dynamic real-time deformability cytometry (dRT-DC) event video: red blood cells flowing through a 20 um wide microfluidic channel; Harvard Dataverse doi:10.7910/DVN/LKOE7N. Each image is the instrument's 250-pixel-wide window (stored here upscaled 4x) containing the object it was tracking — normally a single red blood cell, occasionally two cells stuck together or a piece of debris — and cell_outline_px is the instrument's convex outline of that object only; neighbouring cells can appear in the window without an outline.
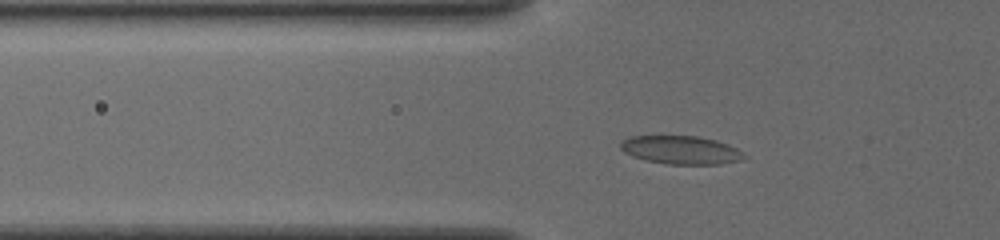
{"species": "common noctule bat (a hibernating species)", "species_latin": "Nyctalus noctula", "temperature_condition": "cold", "stored_images_in_passage": 38, "camera_frame_rate_fps": 3000, "um_per_image_px": 0.085, "animal": {"sex": "female", "body_mass_g": 19.5, "forearm_length_mm": 54.1}, "frame": {"image": 1, "passage_image": 3, "time_ms": 0.667, "image_size_px": [1000, 240], "cell_outline_px": [[748, 156], [740, 160], [720, 164], [668, 164], [648, 160], [632, 156], [624, 152], [620, 148], [620, 140], [628, 136], [696, 136], [716, 140], [728, 144], [744, 152]], "centroid_in_image_um": [57.87, 12.74], "position_along_channel_um": 67.9, "area_um2": 20.46}}
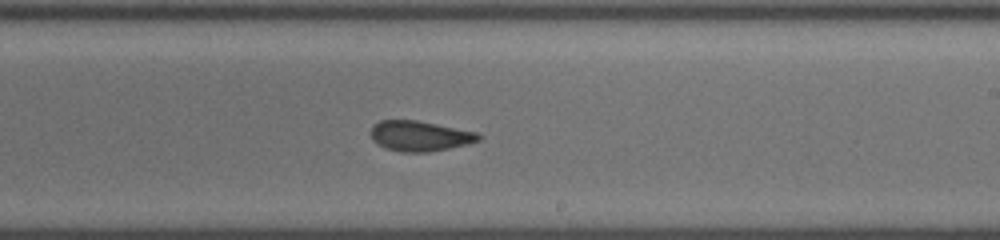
{"frame": {"image": 2, "passage_image": 18, "time_ms": 5.667, "image_size_px": [1000, 240], "cell_outline_px": [[484, 136], [480, 140], [448, 148], [428, 152], [400, 152], [384, 148], [372, 140], [368, 132], [372, 124], [380, 120], [416, 120], [480, 132]], "centroid_in_image_um": [35.65, 11.55], "position_along_channel_um": 253.4, "area_um2": 19.36}}
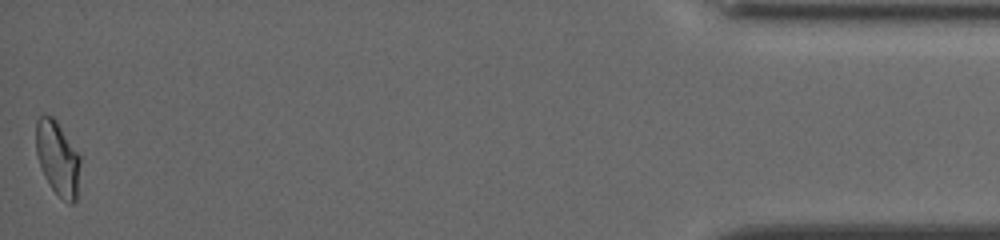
{"frame": {"image": 3, "passage_image": 38, "time_ms": 12.333, "image_size_px": [1000, 240], "cell_outline_px": [[80, 164], [76, 200], [72, 204], [68, 204], [52, 188], [36, 156], [36, 120], [44, 112], [52, 116], [56, 120], [80, 156]], "centroid_in_image_um": [4.89, 13.41], "position_along_channel_um": 430.3, "area_um2": 18.9}, "authors_computed_cell_mechanics": {"area_um2": 19.363, "velocity_mm_per_s": 3.8182, "shape_relaxation_time_tau1_ms": null, "shape_relaxation_time_tau2_ms": 1.6818, "deformation_change_tau1": null, "deformation_change_tau2": 0.0476}}